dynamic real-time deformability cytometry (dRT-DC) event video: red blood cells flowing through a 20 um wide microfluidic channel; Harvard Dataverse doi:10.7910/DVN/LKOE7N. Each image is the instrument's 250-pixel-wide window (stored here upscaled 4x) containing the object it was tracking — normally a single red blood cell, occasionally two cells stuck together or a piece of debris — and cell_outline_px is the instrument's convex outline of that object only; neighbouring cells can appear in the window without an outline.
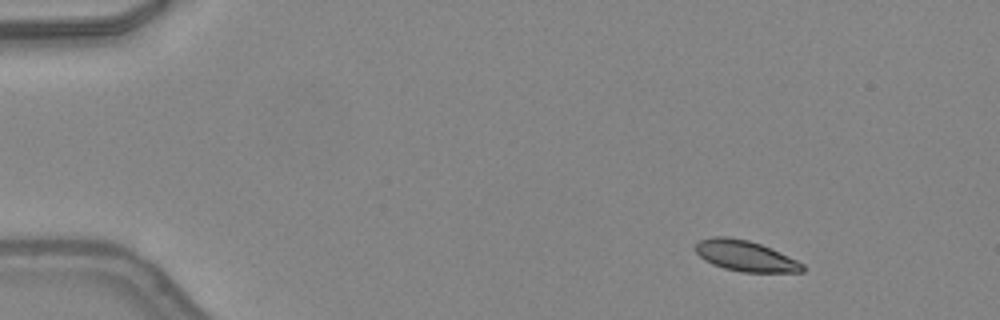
{"species": "common noctule bat (a hibernating species)", "species_latin": "Nyctalus noctula", "temperature_condition": "warm", "stored_images_in_passage": 43, "camera_frame_rate_fps": 3000, "um_per_image_px": 0.085, "animal": {"sex": "female", "body_mass_g": 24.6, "forearm_length_mm": 56.2}, "frame": {"image": 1, "passage_image": 1, "time_ms": 0.0, "image_size_px": [1000, 320], "cell_outline_px": [[804, 272], [744, 272], [724, 268], [712, 264], [704, 260], [692, 248], [700, 240], [712, 236], [728, 236], [748, 240], [772, 248], [804, 264]], "centroid_in_image_um": [63.33, 21.74], "position_along_channel_um": 21.7, "area_um2": 19.25}}
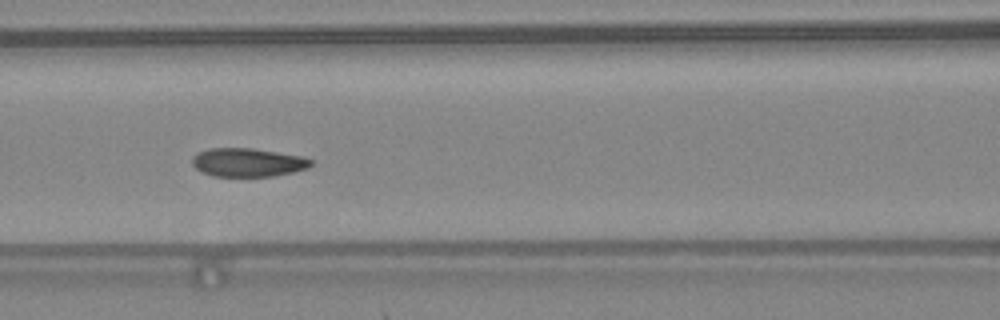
{"frame": {"image": 2, "passage_image": 17, "time_ms": 5.333, "image_size_px": [1000, 320], "cell_outline_px": [[312, 164], [308, 168], [292, 172], [272, 176], [212, 176], [200, 172], [192, 164], [192, 156], [208, 148], [252, 148], [304, 156], [312, 160]], "centroid_in_image_um": [21.05, 13.8], "position_along_channel_um": 145.5, "area_um2": 19.83}}
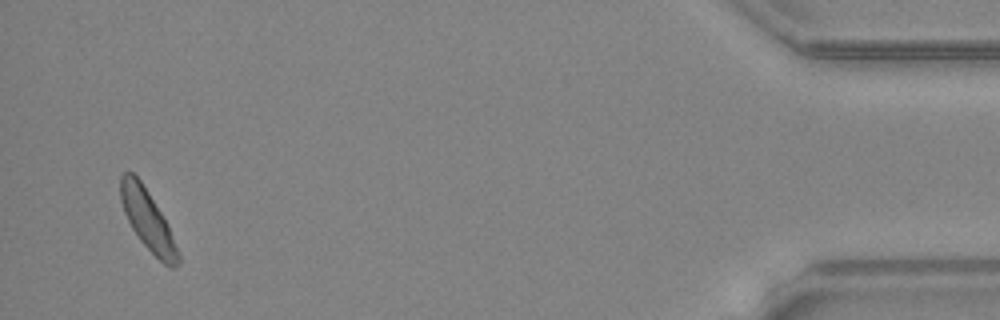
{"frame": {"image": 3, "passage_image": 42, "time_ms": 13.667, "image_size_px": [1000, 320], "cell_outline_px": [[180, 264], [176, 268], [168, 268], [140, 240], [132, 228], [124, 212], [120, 200], [120, 176], [124, 172], [132, 172], [140, 180], [148, 192], [168, 224], [180, 252]], "centroid_in_image_um": [12.58, 18.74], "position_along_channel_um": 422.6, "area_um2": 20.17}, "authors_computed_cell_mechanics": {"area_um2": 20.23, "velocity_mm_per_s": 4.2777, "shape_relaxation_time_tau1_ms": 2.4522, "shape_relaxation_time_tau2_ms": null, "deformation_change_tau1": 0.0925, "deformation_change_tau2": null}}